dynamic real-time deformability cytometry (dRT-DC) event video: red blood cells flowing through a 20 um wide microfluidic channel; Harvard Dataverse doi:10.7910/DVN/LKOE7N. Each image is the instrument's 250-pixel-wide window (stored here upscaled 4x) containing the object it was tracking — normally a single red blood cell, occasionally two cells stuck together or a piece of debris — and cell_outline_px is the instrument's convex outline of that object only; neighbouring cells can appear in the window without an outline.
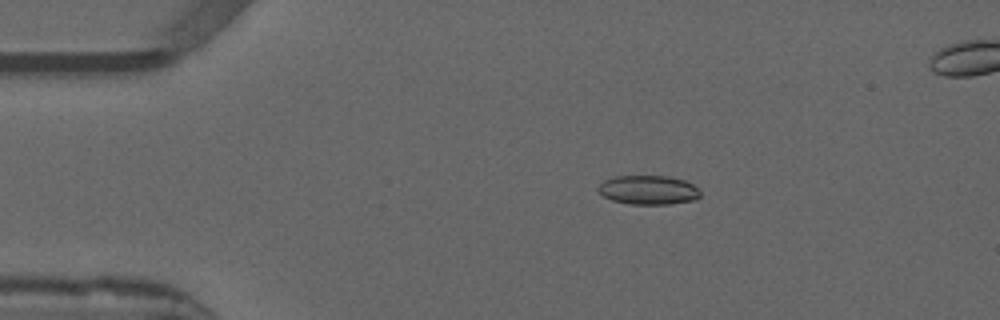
{"species": "common noctule bat (a hibernating species)", "species_latin": "Nyctalus noctula", "temperature_condition": "warm", "stored_images_in_passage": 44, "camera_frame_rate_fps": 3000, "um_per_image_px": 0.085, "animal": {"sex": "male", "forearm_length_mm": 52.5}, "frame": {"image": 1, "passage_image": 2, "time_ms": 0.333, "image_size_px": [1000, 320], "cell_outline_px": [[700, 196], [696, 200], [668, 204], [632, 204], [612, 200], [604, 196], [596, 188], [604, 180], [616, 176], [668, 176], [684, 180], [692, 184], [700, 192]], "centroid_in_image_um": [55.11, 16.14], "position_along_channel_um": 29.9, "area_um2": 17.22}}
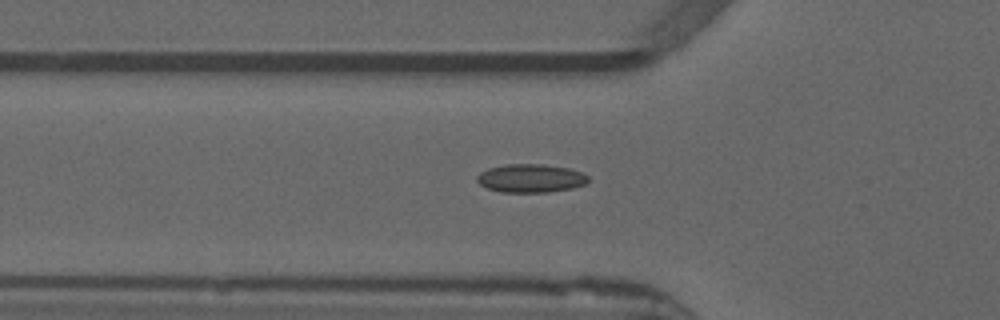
{"frame": {"image": 2, "passage_image": 10, "time_ms": 3.0, "image_size_px": [1000, 320], "cell_outline_px": [[588, 180], [584, 184], [572, 188], [548, 192], [500, 192], [488, 188], [480, 184], [476, 180], [476, 176], [480, 172], [488, 168], [504, 164], [544, 164], [568, 168], [580, 172], [588, 176]], "centroid_in_image_um": [45.07, 15.15], "position_along_channel_um": 80.7, "area_um2": 18.38}}
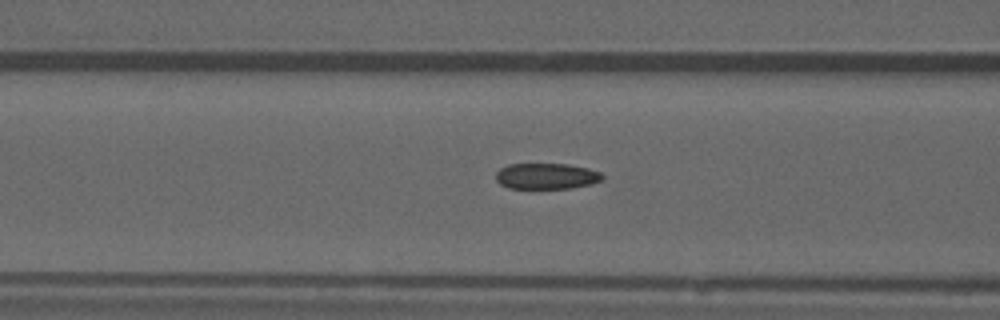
{"frame": {"image": 3, "passage_image": 13, "time_ms": 4.0, "image_size_px": [1000, 320], "cell_outline_px": [[604, 176], [600, 180], [592, 184], [572, 188], [508, 188], [500, 184], [496, 180], [496, 172], [500, 168], [508, 164], [568, 164], [588, 168], [600, 172]], "centroid_in_image_um": [46.44, 14.97], "position_along_channel_um": 120.2, "area_um2": 16.13}}